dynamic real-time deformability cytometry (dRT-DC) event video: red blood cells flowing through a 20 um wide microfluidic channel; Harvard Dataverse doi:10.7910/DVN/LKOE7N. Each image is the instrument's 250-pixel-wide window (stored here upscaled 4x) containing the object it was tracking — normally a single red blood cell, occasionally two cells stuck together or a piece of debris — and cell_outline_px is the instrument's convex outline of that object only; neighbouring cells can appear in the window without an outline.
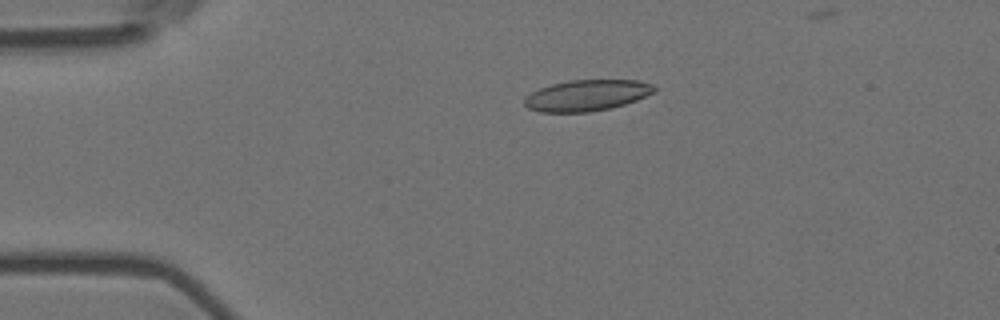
{"species": "Egyptian fruit bat (a non-hibernating species)", "species_latin": "Rousettus aegyptiacus", "temperature_condition": "room temperature", "stored_images_in_passage": 5, "camera_frame_rate_fps": 3000, "um_per_image_px": 0.085, "animal": {"sex": "female"}, "frame": {"image": 1, "passage_image": 3, "time_ms": 0.667, "image_size_px": [1000, 320], "cell_outline_px": [[656, 92], [636, 100], [612, 108], [588, 112], [540, 112], [528, 108], [524, 104], [524, 100], [532, 92], [540, 88], [552, 84], [568, 80], [636, 80], [652, 84], [656, 88]], "centroid_in_image_um": [49.9, 8.11], "position_along_channel_um": 35.1, "area_um2": 23.47}}